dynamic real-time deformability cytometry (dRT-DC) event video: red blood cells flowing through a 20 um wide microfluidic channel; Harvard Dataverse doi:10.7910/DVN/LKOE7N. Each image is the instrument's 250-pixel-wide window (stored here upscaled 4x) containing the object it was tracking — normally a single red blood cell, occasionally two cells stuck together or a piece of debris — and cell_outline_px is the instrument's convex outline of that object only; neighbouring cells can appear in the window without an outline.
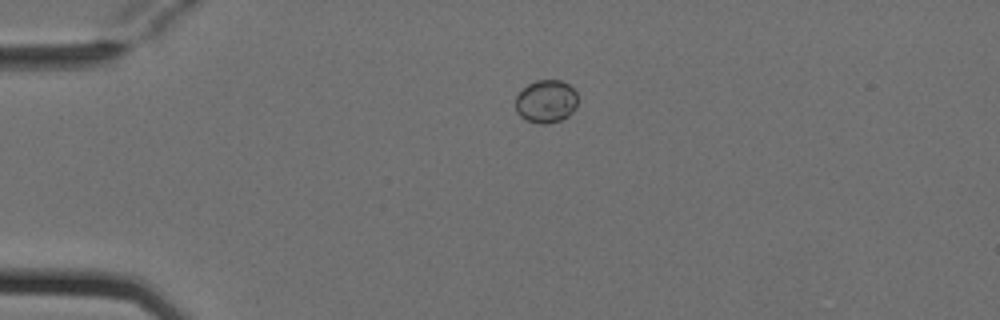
{"species": "Egyptian fruit bat (a non-hibernating species)", "species_latin": "Rousettus aegyptiacus", "temperature_condition": "cold", "stored_images_in_passage": 2, "camera_frame_rate_fps": 3000, "um_per_image_px": 0.085, "animal": {"sex": "female"}, "frame": {"image": 1, "passage_image": 1, "time_ms": 0.0, "image_size_px": [1000, 320], "cell_outline_px": [[576, 108], [568, 116], [560, 120], [548, 124], [540, 124], [528, 120], [520, 116], [516, 112], [516, 96], [528, 84], [536, 80], [560, 80], [568, 84], [576, 92]], "centroid_in_image_um": [46.42, 8.62], "position_along_channel_um": 38.6, "area_um2": 15.49}}